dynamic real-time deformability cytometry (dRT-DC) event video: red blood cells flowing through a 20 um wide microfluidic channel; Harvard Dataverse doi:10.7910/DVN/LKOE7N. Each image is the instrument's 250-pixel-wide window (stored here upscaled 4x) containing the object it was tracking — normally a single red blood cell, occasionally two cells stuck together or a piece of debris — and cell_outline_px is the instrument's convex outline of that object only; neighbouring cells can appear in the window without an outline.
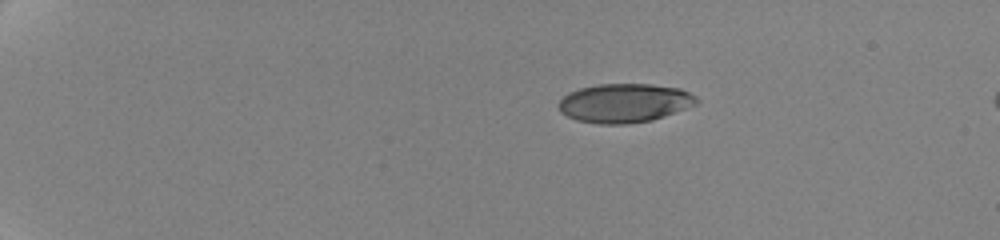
{"species": "human", "species_latin": "Homo sapiens", "temperature_condition": "cold", "stored_images_in_passage": 7, "camera_frame_rate_fps": 3000, "um_per_image_px": 0.085, "donor": {"sex": "female"}, "frame": {"image": 1, "passage_image": 1, "time_ms": 0.0, "image_size_px": [1000, 240], "cell_outline_px": [[700, 100], [696, 104], [688, 108], [652, 120], [628, 124], [600, 124], [576, 120], [560, 112], [556, 104], [568, 92], [580, 88], [596, 84], [652, 84], [680, 88], [696, 96]], "centroid_in_image_um": [53.07, 8.75], "position_along_channel_um": 31.9, "area_um2": 31.56}}
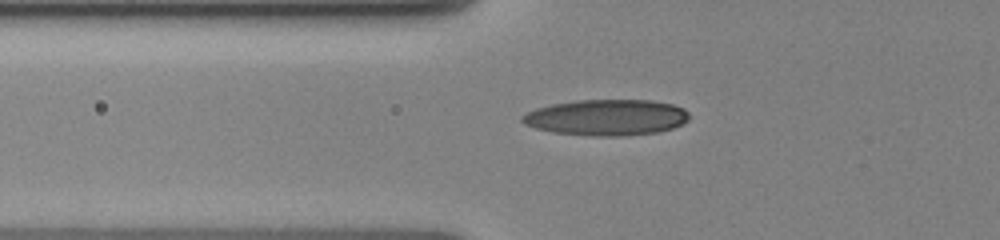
{"frame": {"image": 2, "passage_image": 5, "time_ms": 4.0, "image_size_px": [1000, 240], "cell_outline_px": [[688, 120], [672, 128], [656, 132], [620, 136], [592, 136], [552, 132], [536, 128], [524, 124], [520, 120], [520, 116], [536, 108], [552, 104], [576, 100], [652, 100], [672, 104], [684, 108], [688, 112]], "centroid_in_image_um": [51.53, 9.98], "position_along_channel_um": 74.3, "area_um2": 35.03}}
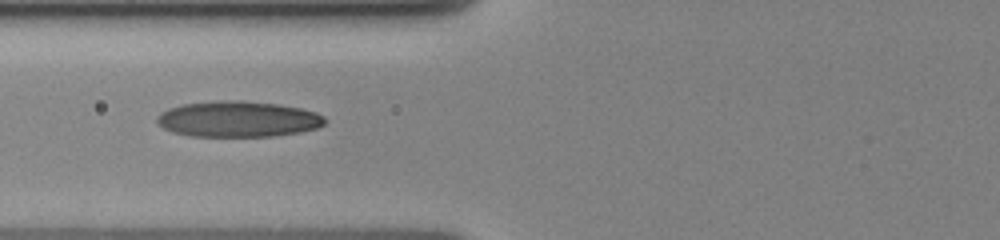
{"frame": {"image": 3, "passage_image": 6, "time_ms": 5.0, "image_size_px": [1000, 240], "cell_outline_px": [[324, 124], [316, 128], [300, 132], [276, 136], [188, 136], [172, 132], [156, 124], [156, 116], [160, 112], [168, 108], [184, 104], [232, 100], [240, 100], [280, 104], [300, 108], [316, 112], [324, 116]], "centroid_in_image_um": [20.21, 10.13], "position_along_channel_um": 105.6, "area_um2": 35.14}}